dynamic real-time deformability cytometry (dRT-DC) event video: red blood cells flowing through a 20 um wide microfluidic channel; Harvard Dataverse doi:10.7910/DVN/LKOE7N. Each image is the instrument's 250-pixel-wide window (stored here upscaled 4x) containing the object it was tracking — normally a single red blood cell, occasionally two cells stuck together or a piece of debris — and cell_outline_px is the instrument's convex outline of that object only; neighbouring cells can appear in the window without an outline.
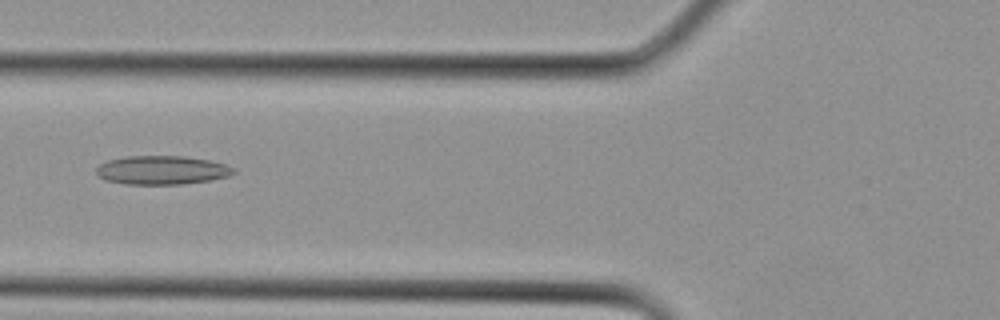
{"species": "Egyptian fruit bat (a non-hibernating species)", "species_latin": "Rousettus aegyptiacus", "temperature_condition": "cold", "stored_images_in_passage": 6, "camera_frame_rate_fps": 3000, "um_per_image_px": 0.085, "animal": {"sex": "female"}, "frame": {"image": 1, "passage_image": 3, "time_ms": 0.667, "image_size_px": [1000, 320], "cell_outline_px": [[236, 172], [228, 176], [208, 180], [184, 184], [128, 184], [104, 180], [96, 172], [96, 168], [100, 164], [108, 160], [128, 156], [184, 156], [208, 160], [224, 164], [236, 168]], "centroid_in_image_um": [13.76, 14.46], "position_along_channel_um": 112.0, "area_um2": 22.89}}
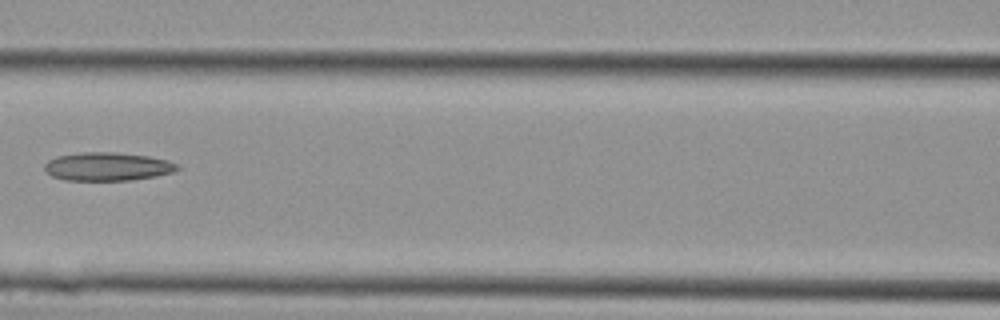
{"frame": {"image": 2, "passage_image": 5, "time_ms": 1.333, "image_size_px": [1000, 320], "cell_outline_px": [[180, 168], [172, 172], [156, 176], [132, 180], [64, 180], [52, 176], [44, 168], [44, 164], [48, 160], [56, 156], [80, 152], [112, 152], [148, 156], [168, 160], [180, 164]], "centroid_in_image_um": [9.14, 14.15], "position_along_channel_um": 157.5, "area_um2": 22.02}}